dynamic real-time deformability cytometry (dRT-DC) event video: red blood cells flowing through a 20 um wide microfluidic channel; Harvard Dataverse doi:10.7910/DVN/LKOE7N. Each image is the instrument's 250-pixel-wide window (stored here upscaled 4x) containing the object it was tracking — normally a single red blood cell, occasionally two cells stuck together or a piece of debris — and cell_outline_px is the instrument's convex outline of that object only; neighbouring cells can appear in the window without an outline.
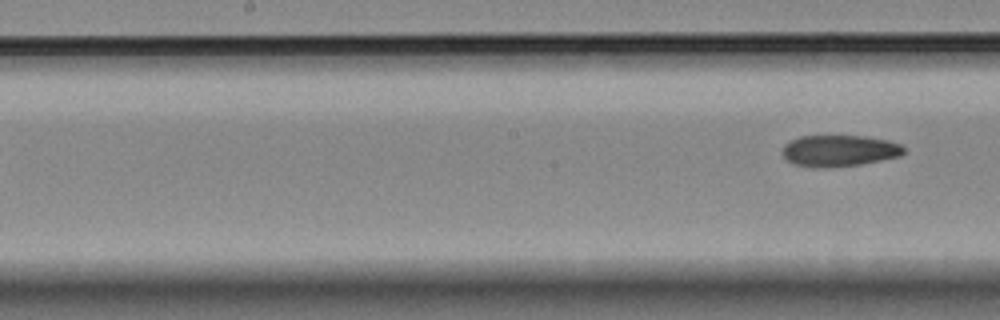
{"species": "Egyptian fruit bat (a non-hibernating species)", "species_latin": "Rousettus aegyptiacus", "temperature_condition": "room temperature", "stored_images_in_passage": 6, "segment_of_instrument_passage": [2, 2], "camera_frame_rate_fps": 3000, "um_per_image_px": 0.085, "animal": {"sex": "female"}, "frame": {"image": 1, "passage_image": 6, "time_ms": 5.667, "image_size_px": [1000, 320], "cell_outline_px": [[904, 152], [900, 156], [860, 164], [832, 168], [812, 168], [792, 164], [784, 156], [784, 144], [800, 136], [864, 136], [888, 140], [900, 144], [904, 148]], "centroid_in_image_um": [71.33, 12.82], "position_along_channel_um": 176.9, "area_um2": 22.25}}